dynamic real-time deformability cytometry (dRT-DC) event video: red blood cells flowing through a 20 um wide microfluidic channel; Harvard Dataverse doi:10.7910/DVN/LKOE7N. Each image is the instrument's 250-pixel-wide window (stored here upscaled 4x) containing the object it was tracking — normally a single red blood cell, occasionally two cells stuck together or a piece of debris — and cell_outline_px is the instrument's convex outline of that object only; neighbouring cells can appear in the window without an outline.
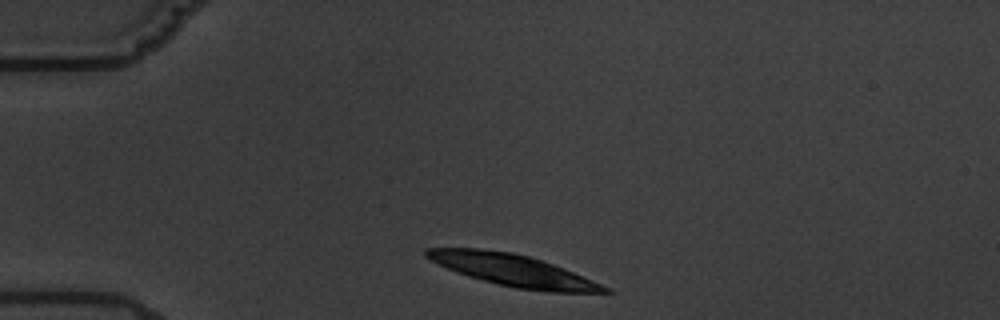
{"species": "common noctule bat (a hibernating species)", "species_latin": "Nyctalus noctula", "temperature_condition": "warm", "stored_images_in_passage": 2, "camera_frame_rate_fps": 3000, "um_per_image_px": 0.085, "animal": {"sex": "male", "body_mass_g": 19.5, "forearm_length_mm": 54.6}, "frame": {"image": 1, "passage_image": 1, "time_ms": 0.0, "image_size_px": [1000, 320], "cell_outline_px": [[612, 292], [548, 292], [516, 288], [468, 276], [456, 272], [424, 256], [424, 248], [476, 248], [512, 252], [528, 256], [564, 268], [612, 288]], "centroid_in_image_um": [43.63, 22.97], "position_along_channel_um": 41.4, "area_um2": 32.54}}